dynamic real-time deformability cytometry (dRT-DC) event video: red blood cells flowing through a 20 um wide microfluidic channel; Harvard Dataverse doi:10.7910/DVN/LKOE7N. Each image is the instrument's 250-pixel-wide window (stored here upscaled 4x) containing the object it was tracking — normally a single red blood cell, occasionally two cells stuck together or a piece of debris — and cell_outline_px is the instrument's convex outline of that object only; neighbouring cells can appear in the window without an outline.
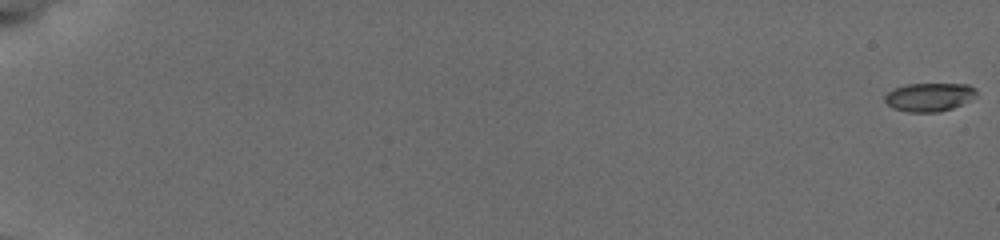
{"species": "common noctule bat (a hibernating species)", "species_latin": "Nyctalus noctula", "temperature_condition": "cold", "stored_images_in_passage": 18, "camera_frame_rate_fps": 3000, "um_per_image_px": 0.085, "animal": {"sex": "female", "body_mass_g": 19.5, "forearm_length_mm": 54.1}, "frame": {"image": 1, "passage_image": 1, "time_ms": 0.0, "image_size_px": [1000, 240], "cell_outline_px": [[976, 96], [952, 108], [940, 112], [908, 112], [892, 108], [884, 100], [884, 96], [888, 92], [896, 88], [908, 84], [968, 84], [976, 88]], "centroid_in_image_um": [78.98, 8.25], "position_along_channel_um": 6.0, "area_um2": 15.09}}
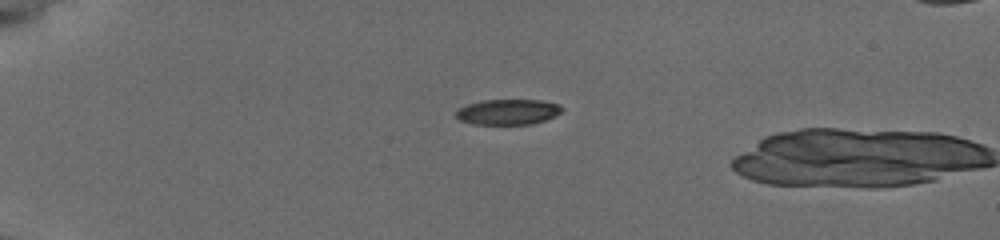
{"frame": {"image": 2, "passage_image": 17, "time_ms": 5.333, "image_size_px": [1000, 240], "cell_outline_px": [[564, 108], [556, 116], [532, 124], [472, 124], [460, 120], [456, 116], [456, 112], [460, 108], [468, 104], [484, 100], [540, 100], [560, 104]], "centroid_in_image_um": [43.21, 9.51], "position_along_channel_um": 41.8, "area_um2": 15.66}}